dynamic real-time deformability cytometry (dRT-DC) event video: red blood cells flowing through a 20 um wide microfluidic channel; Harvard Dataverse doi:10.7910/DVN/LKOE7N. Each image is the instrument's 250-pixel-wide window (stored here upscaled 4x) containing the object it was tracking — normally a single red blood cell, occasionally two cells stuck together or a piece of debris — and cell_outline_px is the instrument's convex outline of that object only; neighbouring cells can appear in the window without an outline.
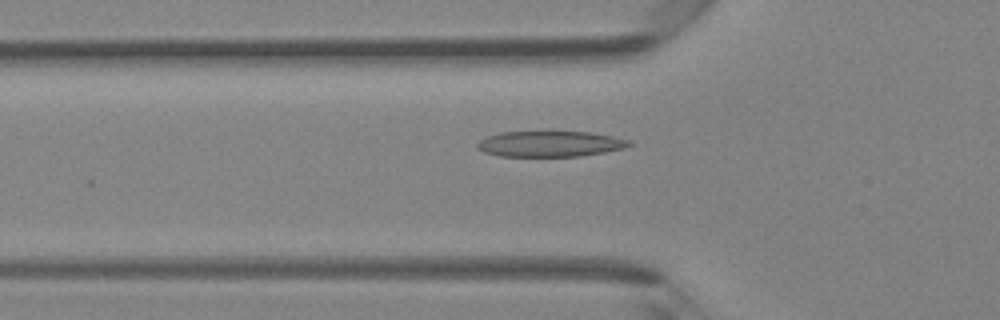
{"species": "Egyptian fruit bat (a non-hibernating species)", "species_latin": "Rousettus aegyptiacus", "temperature_condition": "room temperature", "stored_images_in_passage": 20, "camera_frame_rate_fps": 3000, "um_per_image_px": 0.085, "animal": {"sex": "female"}, "frame": {"image": 1, "passage_image": 14, "time_ms": 4.333, "image_size_px": [1000, 320], "cell_outline_px": [[632, 144], [624, 148], [604, 152], [580, 156], [500, 156], [484, 152], [476, 148], [476, 144], [480, 140], [488, 136], [500, 132], [592, 132], [632, 140]], "centroid_in_image_um": [46.76, 12.23], "position_along_channel_um": 79.0, "area_um2": 22.72}}
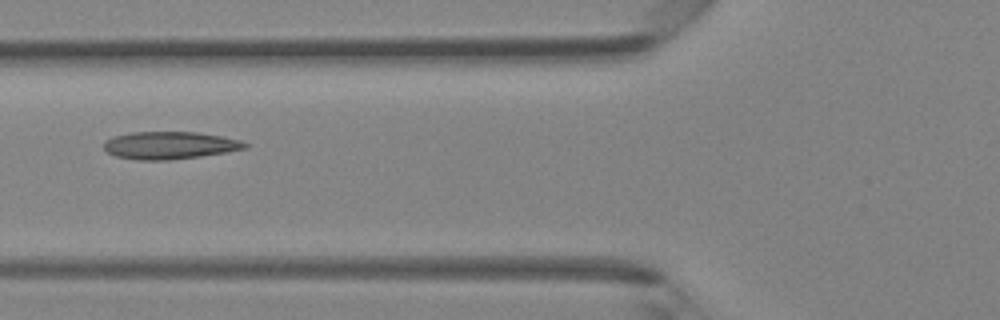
{"frame": {"image": 2, "passage_image": 16, "time_ms": 5.0, "image_size_px": [1000, 320], "cell_outline_px": [[248, 148], [200, 156], [168, 160], [136, 160], [116, 156], [108, 152], [104, 148], [104, 140], [112, 136], [132, 132], [196, 132], [224, 136], [240, 140], [248, 144]], "centroid_in_image_um": [14.41, 12.34], "position_along_channel_um": 111.4, "area_um2": 22.66}}
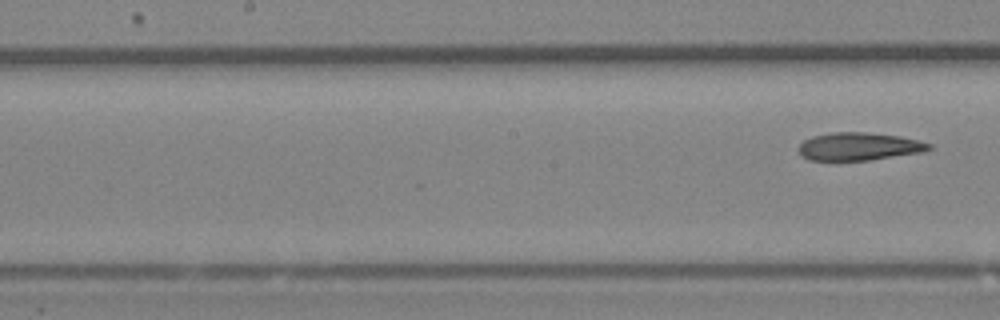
{"frame": {"image": 3, "passage_image": 20, "time_ms": 6.333, "image_size_px": [1000, 320], "cell_outline_px": [[932, 148], [924, 152], [868, 160], [808, 160], [800, 156], [796, 148], [804, 140], [812, 136], [832, 132], [864, 132], [896, 136], [916, 140], [932, 144]], "centroid_in_image_um": [72.95, 12.46], "position_along_channel_um": 175.2, "area_um2": 21.15}}